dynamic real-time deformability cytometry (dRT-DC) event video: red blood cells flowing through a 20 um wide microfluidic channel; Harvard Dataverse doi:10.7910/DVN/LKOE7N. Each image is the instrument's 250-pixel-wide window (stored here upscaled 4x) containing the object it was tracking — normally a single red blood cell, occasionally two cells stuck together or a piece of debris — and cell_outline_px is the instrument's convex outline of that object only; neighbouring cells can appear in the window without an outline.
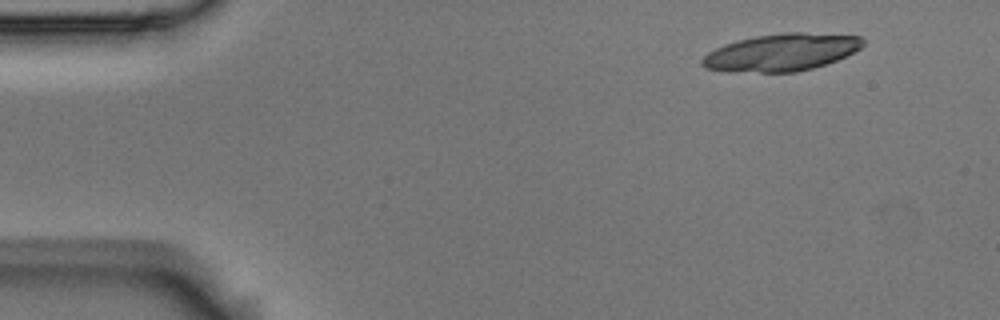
{"species": "Egyptian fruit bat (a non-hibernating species)", "species_latin": "Rousettus aegyptiacus", "temperature_condition": "room temperature", "stored_images_in_passage": 5, "camera_frame_rate_fps": 3000, "um_per_image_px": 0.085, "animal": {"sex": "male"}, "frame": {"image": 1, "passage_image": 1, "time_ms": 0.0, "image_size_px": [1000, 320], "cell_outline_px": [[864, 44], [860, 48], [836, 60], [812, 68], [796, 72], [728, 72], [704, 68], [700, 64], [700, 60], [708, 52], [724, 44], [736, 40], [756, 36], [784, 32], [804, 32], [860, 36], [864, 40]], "centroid_in_image_um": [66.36, 4.45], "position_along_channel_um": 18.6, "area_um2": 35.03}}